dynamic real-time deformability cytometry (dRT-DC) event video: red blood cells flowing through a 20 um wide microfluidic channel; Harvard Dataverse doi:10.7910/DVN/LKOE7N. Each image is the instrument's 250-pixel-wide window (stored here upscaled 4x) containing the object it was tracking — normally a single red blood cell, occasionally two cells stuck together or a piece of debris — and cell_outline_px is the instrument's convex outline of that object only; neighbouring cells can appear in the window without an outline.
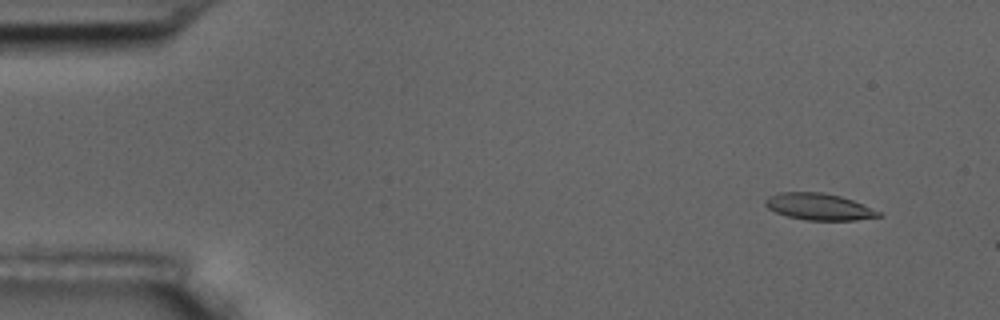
{"species": "common noctule bat (a hibernating species)", "species_latin": "Nyctalus noctula", "temperature_condition": "room temperature", "stored_images_in_passage": 4, "camera_frame_rate_fps": 3000, "um_per_image_px": 0.085, "animal": {"sex": "male", "body_mass_g": 17.5, "forearm_length_mm": 52.3}, "frame": {"image": 1, "passage_image": 2, "time_ms": 1.0, "image_size_px": [1000, 320], "cell_outline_px": [[884, 216], [856, 220], [804, 220], [788, 216], [776, 212], [768, 208], [764, 204], [764, 200], [768, 196], [780, 192], [820, 192], [840, 196], [852, 200], [880, 212]], "centroid_in_image_um": [69.58, 17.57], "position_along_channel_um": 15.4, "area_um2": 17.51}}